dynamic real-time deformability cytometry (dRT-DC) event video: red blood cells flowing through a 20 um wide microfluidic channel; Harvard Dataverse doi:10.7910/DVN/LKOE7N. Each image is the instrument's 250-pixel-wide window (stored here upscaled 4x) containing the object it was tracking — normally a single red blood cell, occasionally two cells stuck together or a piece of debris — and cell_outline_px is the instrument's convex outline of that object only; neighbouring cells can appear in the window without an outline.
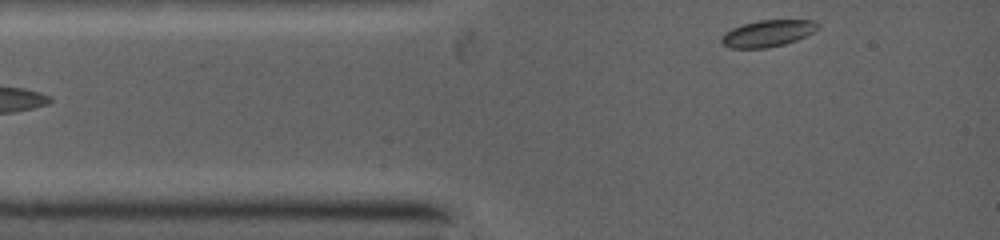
{"species": "common noctule bat (a hibernating species)", "species_latin": "Nyctalus noctula", "temperature_condition": "warm", "stored_images_in_passage": 3, "segment_of_instrument_passage": [2, 2], "camera_frame_rate_fps": 5000, "um_per_image_px": 0.085, "animal": {"sex": "female", "body_mass_g": 19.0, "forearm_length_mm": 53.3}, "frame": {"image": 1, "passage_image": 3, "time_ms": 2.2, "image_size_px": [1000, 240], "cell_outline_px": [[816, 28], [812, 32], [796, 40], [784, 44], [764, 48], [732, 48], [724, 44], [720, 40], [732, 28], [756, 20], [812, 20], [816, 24]], "centroid_in_image_um": [65.23, 2.83], "position_along_channel_um": 19.8, "area_um2": 14.45}}